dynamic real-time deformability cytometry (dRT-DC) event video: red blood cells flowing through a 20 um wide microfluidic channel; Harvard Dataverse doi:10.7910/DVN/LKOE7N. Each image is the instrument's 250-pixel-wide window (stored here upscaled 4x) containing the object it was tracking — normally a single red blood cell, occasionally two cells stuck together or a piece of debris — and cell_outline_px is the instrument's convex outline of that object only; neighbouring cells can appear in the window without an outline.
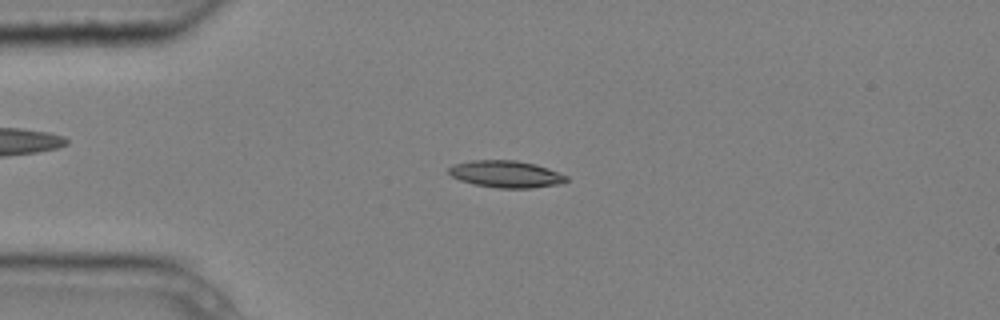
{"species": "common noctule bat (a hibernating species)", "species_latin": "Nyctalus noctula", "temperature_condition": "cold", "stored_images_in_passage": 3, "camera_frame_rate_fps": 3000, "um_per_image_px": 0.085, "animal": {"sex": "male", "body_mass_g": 20.4}, "frame": {"image": 1, "passage_image": 3, "time_ms": 0.667, "image_size_px": [1000, 320], "cell_outline_px": [[568, 180], [564, 184], [532, 188], [496, 188], [472, 184], [460, 180], [452, 176], [448, 172], [448, 168], [456, 164], [472, 160], [516, 160], [536, 164], [548, 168], [568, 176]], "centroid_in_image_um": [43.05, 14.81], "position_along_channel_um": 41.9, "area_um2": 18.67}}